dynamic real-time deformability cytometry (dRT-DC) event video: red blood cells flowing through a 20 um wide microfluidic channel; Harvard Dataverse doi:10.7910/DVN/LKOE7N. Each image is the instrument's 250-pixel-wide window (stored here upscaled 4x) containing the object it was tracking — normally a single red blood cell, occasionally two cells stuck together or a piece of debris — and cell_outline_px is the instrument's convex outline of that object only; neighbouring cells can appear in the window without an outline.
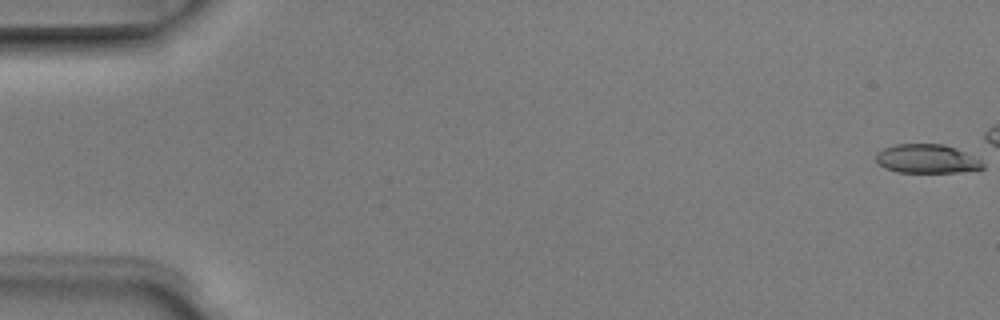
{"species": "Egyptian fruit bat (a non-hibernating species)", "species_latin": "Rousettus aegyptiacus", "temperature_condition": "room temperature", "stored_images_in_passage": 6, "camera_frame_rate_fps": 3000, "um_per_image_px": 0.085, "animal": {"sex": "male"}, "frame": {"image": 1, "passage_image": 1, "time_ms": 0.0, "image_size_px": [1000, 320], "cell_outline_px": [[984, 168], [956, 172], [896, 172], [884, 168], [876, 160], [876, 156], [884, 148], [896, 144], [944, 144], [956, 148], [980, 160], [984, 164]], "centroid_in_image_um": [78.77, 13.5], "position_along_channel_um": 6.2, "area_um2": 17.74}}